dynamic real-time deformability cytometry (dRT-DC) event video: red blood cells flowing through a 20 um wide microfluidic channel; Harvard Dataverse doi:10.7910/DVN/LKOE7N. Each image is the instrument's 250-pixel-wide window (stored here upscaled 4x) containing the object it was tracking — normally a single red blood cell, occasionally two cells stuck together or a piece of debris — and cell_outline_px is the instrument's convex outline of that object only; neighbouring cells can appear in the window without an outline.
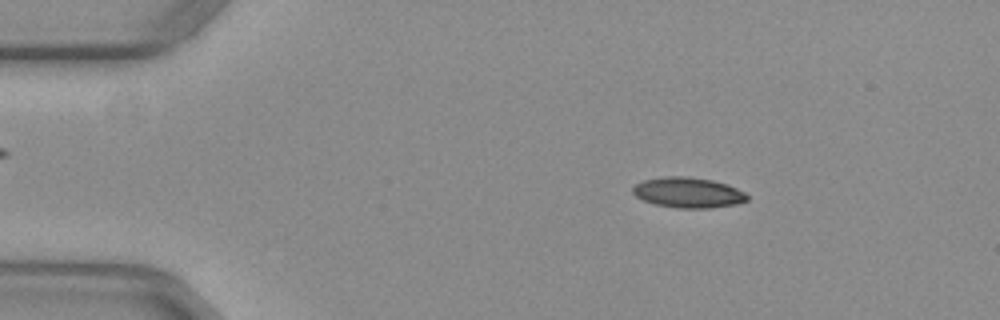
{"species": "common noctule bat (a hibernating species)", "species_latin": "Nyctalus noctula", "temperature_condition": "warm", "stored_images_in_passage": 52, "camera_frame_rate_fps": 3000, "um_per_image_px": 0.085, "animal": {"sex": "female", "body_mass_g": 29.2, "forearm_length_mm": 56.3}, "frame": {"image": 1, "passage_image": 8, "time_ms": 2.333, "image_size_px": [1000, 320], "cell_outline_px": [[748, 200], [736, 204], [712, 208], [680, 208], [656, 204], [644, 200], [636, 196], [632, 192], [632, 188], [636, 184], [644, 180], [664, 176], [688, 176], [712, 180], [728, 184], [744, 192], [748, 196]], "centroid_in_image_um": [58.51, 16.36], "position_along_channel_um": 26.5, "area_um2": 20.23}}
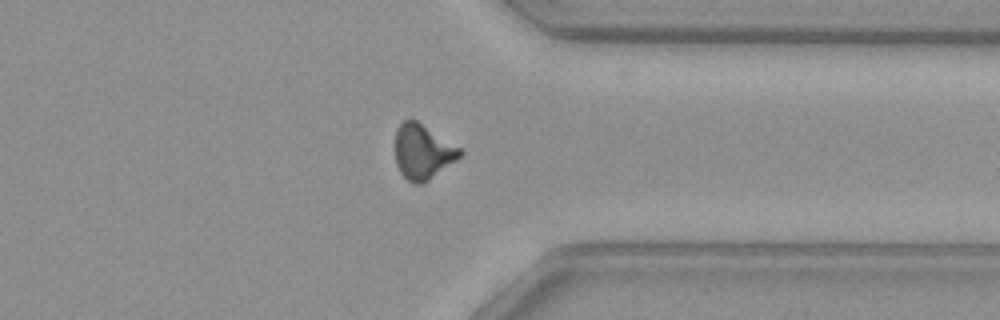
{"frame": {"image": 2, "passage_image": 40, "time_ms": 13.0, "image_size_px": [1000, 320], "cell_outline_px": [[464, 152], [456, 160], [428, 180], [420, 184], [416, 184], [408, 180], [400, 172], [396, 164], [396, 128], [404, 120], [416, 120], [460, 148]], "centroid_in_image_um": [35.92, 12.9], "position_along_channel_um": 375.5, "area_um2": 20.29}}
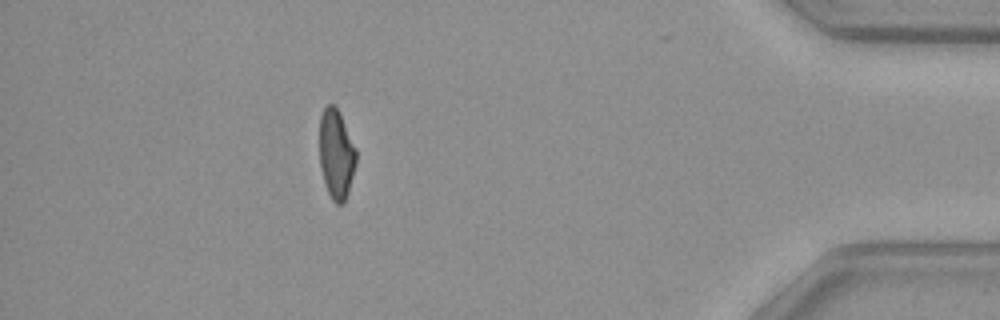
{"frame": {"image": 3, "passage_image": 46, "time_ms": 15.0, "image_size_px": [1000, 320], "cell_outline_px": [[356, 164], [348, 192], [344, 204], [336, 204], [332, 200], [324, 184], [320, 168], [320, 116], [324, 108], [328, 104], [332, 104], [336, 108], [356, 148]], "centroid_in_image_um": [28.57, 13.16], "position_along_channel_um": 406.6, "area_um2": 18.96}, "authors_computed_cell_mechanics": {"area_um2": 20.4323, "velocity_mm_per_s": 3.9692, "shape_relaxation_time_tau1_ms": null, "shape_relaxation_time_tau2_ms": 3.2583, "deformation_change_tau1": null, "deformation_change_tau2": 0.0943}}